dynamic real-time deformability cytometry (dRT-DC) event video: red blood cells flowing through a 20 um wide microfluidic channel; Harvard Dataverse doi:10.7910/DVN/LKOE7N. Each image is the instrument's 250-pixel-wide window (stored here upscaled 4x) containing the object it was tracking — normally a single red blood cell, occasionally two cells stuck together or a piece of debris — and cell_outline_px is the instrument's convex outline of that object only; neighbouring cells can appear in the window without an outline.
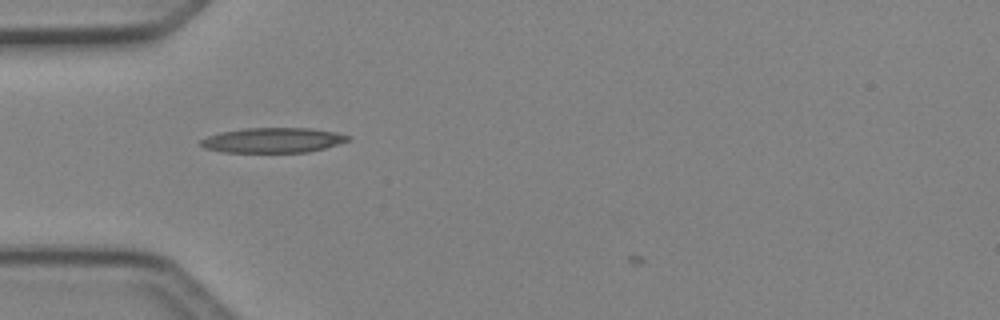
{"species": "Egyptian fruit bat (a non-hibernating species)", "species_latin": "Rousettus aegyptiacus", "temperature_condition": "cold", "stored_images_in_passage": 32, "camera_frame_rate_fps": 3000, "um_per_image_px": 0.085, "animal": {"sex": "female"}, "frame": {"image": 1, "passage_image": 2, "time_ms": 0.333, "image_size_px": [1000, 320], "cell_outline_px": [[348, 140], [324, 148], [308, 152], [224, 152], [204, 148], [200, 144], [200, 140], [208, 136], [220, 132], [244, 128], [312, 128], [336, 132], [348, 136]], "centroid_in_image_um": [23.15, 11.91], "position_along_channel_um": 61.8, "area_um2": 21.27}}
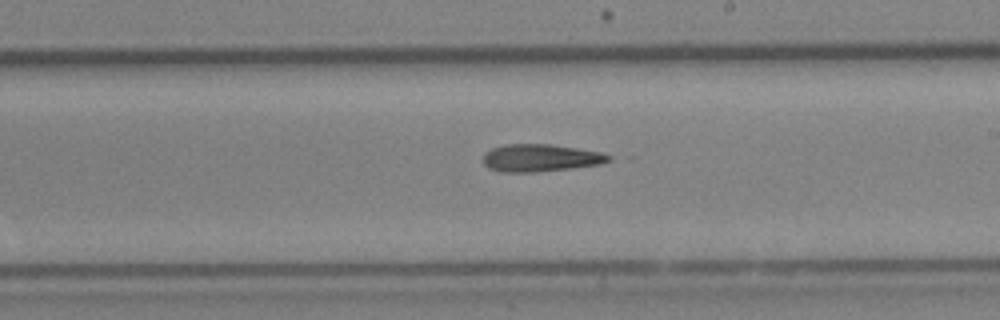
{"frame": {"image": 2, "passage_image": 15, "time_ms": 4.667, "image_size_px": [1000, 320], "cell_outline_px": [[612, 160], [600, 164], [572, 168], [532, 172], [500, 172], [488, 168], [480, 160], [484, 152], [492, 148], [504, 144], [552, 144], [600, 152], [612, 156]], "centroid_in_image_um": [45.88, 13.42], "position_along_channel_um": 243.1, "area_um2": 20.29}}
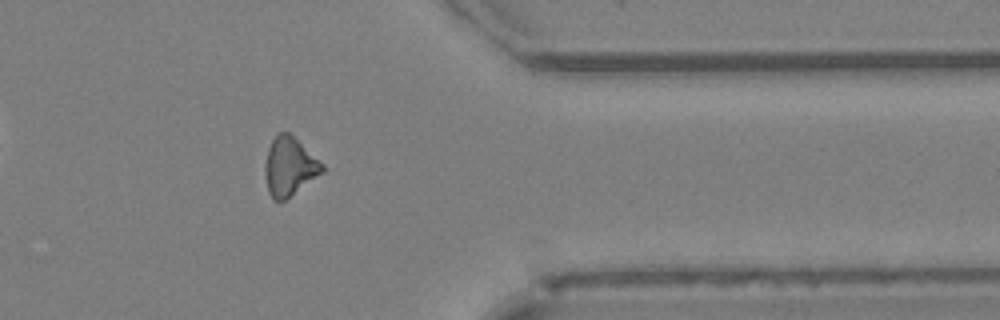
{"frame": {"image": 3, "passage_image": 26, "time_ms": 8.333, "image_size_px": [1000, 320], "cell_outline_px": [[324, 172], [284, 200], [272, 200], [268, 192], [264, 172], [264, 164], [268, 148], [272, 140], [280, 132], [288, 132], [324, 164]], "centroid_in_image_um": [24.58, 14.17], "position_along_channel_um": 386.8, "area_um2": 19.36}}